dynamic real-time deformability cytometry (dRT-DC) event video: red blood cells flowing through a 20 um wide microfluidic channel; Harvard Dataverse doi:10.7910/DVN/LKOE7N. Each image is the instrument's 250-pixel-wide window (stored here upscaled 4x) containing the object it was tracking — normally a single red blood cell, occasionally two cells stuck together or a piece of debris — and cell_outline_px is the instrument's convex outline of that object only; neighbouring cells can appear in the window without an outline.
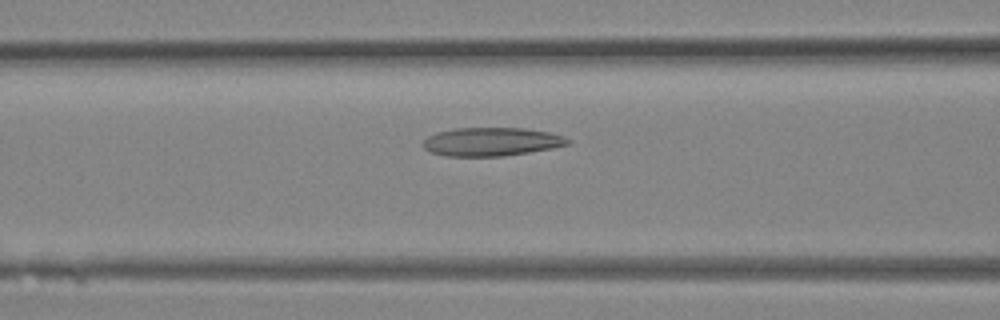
{"species": "Egyptian fruit bat (a non-hibernating species)", "species_latin": "Rousettus aegyptiacus", "temperature_condition": "room temperature", "stored_images_in_passage": 30, "camera_frame_rate_fps": 3000, "um_per_image_px": 0.085, "animal": {"sex": "female"}, "frame": {"image": 1, "passage_image": 11, "time_ms": 3.333, "image_size_px": [1000, 320], "cell_outline_px": [[572, 140], [568, 144], [552, 148], [504, 156], [444, 156], [432, 152], [424, 148], [420, 144], [428, 136], [436, 132], [456, 128], [524, 128], [548, 132], [564, 136]], "centroid_in_image_um": [41.75, 12.04], "position_along_channel_um": 124.8, "area_um2": 24.04}}
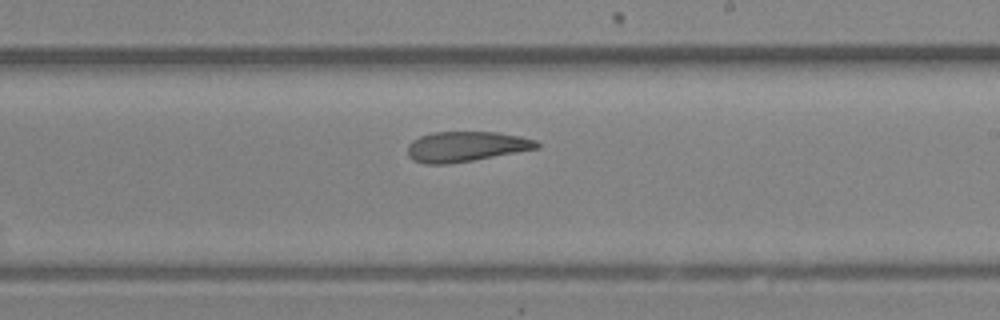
{"frame": {"image": 2, "passage_image": 17, "time_ms": 5.333, "image_size_px": [1000, 320], "cell_outline_px": [[540, 148], [472, 160], [448, 164], [424, 164], [412, 160], [408, 156], [408, 144], [412, 140], [420, 136], [432, 132], [496, 132], [520, 136], [536, 140], [540, 144]], "centroid_in_image_um": [39.59, 12.45], "position_along_channel_um": 249.4, "area_um2": 22.77}}
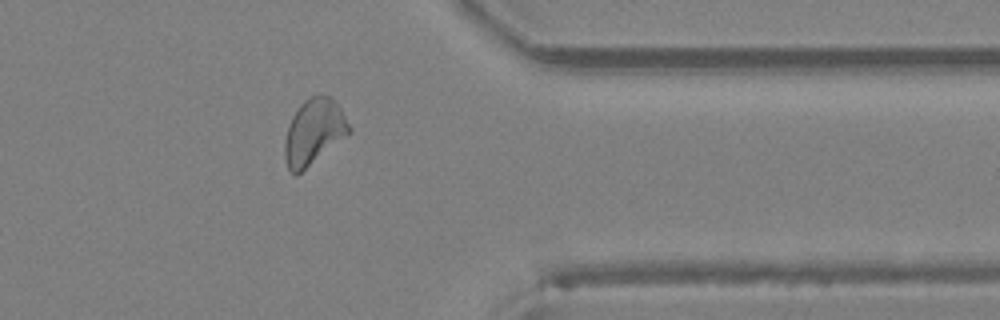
{"frame": {"image": 3, "passage_image": 24, "time_ms": 7.667, "image_size_px": [1000, 320], "cell_outline_px": [[352, 132], [296, 176], [288, 172], [284, 160], [284, 144], [288, 124], [292, 116], [300, 104], [304, 100], [312, 96], [332, 96], [340, 108], [352, 128]], "centroid_in_image_um": [26.66, 11.24], "position_along_channel_um": 384.7, "area_um2": 24.85}}